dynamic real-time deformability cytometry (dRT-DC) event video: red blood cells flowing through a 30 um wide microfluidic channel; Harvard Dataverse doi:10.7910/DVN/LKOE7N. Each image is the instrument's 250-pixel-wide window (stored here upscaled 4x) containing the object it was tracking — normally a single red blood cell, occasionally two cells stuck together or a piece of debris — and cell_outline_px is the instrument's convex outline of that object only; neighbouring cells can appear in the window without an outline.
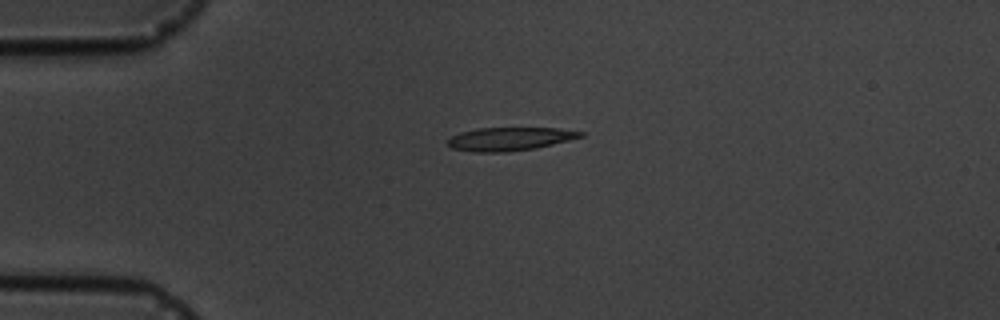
{"species": "common noctule bat (a hibernating species)", "species_latin": "Nyctalus noctula", "temperature_condition": "cold", "stored_images_in_passage": 3, "camera_frame_rate_fps": 3000, "um_per_image_px": 0.085, "animal": {"sex": "male", "body_mass_g": 19.5, "forearm_length_mm": 54.6}, "frame": {"image": 1, "passage_image": 1, "time_ms": 0.0, "image_size_px": [1000, 320], "cell_outline_px": [[584, 136], [536, 148], [508, 152], [472, 152], [452, 148], [448, 144], [448, 140], [452, 136], [460, 132], [480, 128], [556, 128], [584, 132]], "centroid_in_image_um": [43.31, 11.81], "position_along_channel_um": 41.7, "area_um2": 17.92}}
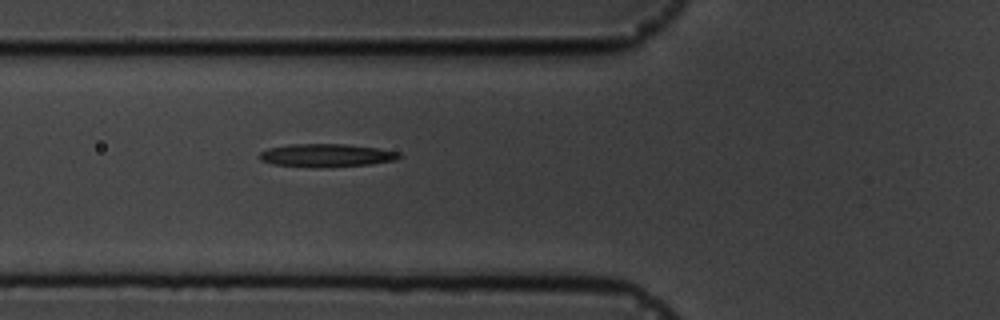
{"frame": {"image": 2, "passage_image": 3, "time_ms": 2.333, "image_size_px": [1000, 320], "cell_outline_px": [[404, 156], [396, 160], [368, 164], [324, 168], [316, 168], [272, 164], [260, 160], [260, 152], [268, 148], [292, 144], [348, 144], [380, 148], [400, 152]], "centroid_in_image_um": [27.78, 13.21], "position_along_channel_um": 98.0, "area_um2": 19.07}}